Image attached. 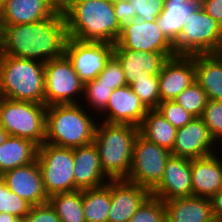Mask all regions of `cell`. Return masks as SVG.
Segmentation results:
<instances>
[{
  "label": "cell",
  "instance_id": "49",
  "mask_svg": "<svg viewBox=\"0 0 222 222\" xmlns=\"http://www.w3.org/2000/svg\"><path fill=\"white\" fill-rule=\"evenodd\" d=\"M215 222H222V218L217 219Z\"/></svg>",
  "mask_w": 222,
  "mask_h": 222
},
{
  "label": "cell",
  "instance_id": "42",
  "mask_svg": "<svg viewBox=\"0 0 222 222\" xmlns=\"http://www.w3.org/2000/svg\"><path fill=\"white\" fill-rule=\"evenodd\" d=\"M209 201L215 220L222 218V191L212 195Z\"/></svg>",
  "mask_w": 222,
  "mask_h": 222
},
{
  "label": "cell",
  "instance_id": "44",
  "mask_svg": "<svg viewBox=\"0 0 222 222\" xmlns=\"http://www.w3.org/2000/svg\"><path fill=\"white\" fill-rule=\"evenodd\" d=\"M0 222H26L24 218H16L13 215L0 213Z\"/></svg>",
  "mask_w": 222,
  "mask_h": 222
},
{
  "label": "cell",
  "instance_id": "2",
  "mask_svg": "<svg viewBox=\"0 0 222 222\" xmlns=\"http://www.w3.org/2000/svg\"><path fill=\"white\" fill-rule=\"evenodd\" d=\"M64 18L68 37L83 42L115 44L122 29L114 14L113 0L74 4Z\"/></svg>",
  "mask_w": 222,
  "mask_h": 222
},
{
  "label": "cell",
  "instance_id": "14",
  "mask_svg": "<svg viewBox=\"0 0 222 222\" xmlns=\"http://www.w3.org/2000/svg\"><path fill=\"white\" fill-rule=\"evenodd\" d=\"M147 111L138 95L129 85H126L112 91L106 109L103 111L104 114H97V116L103 117L102 121L106 123L139 127Z\"/></svg>",
  "mask_w": 222,
  "mask_h": 222
},
{
  "label": "cell",
  "instance_id": "20",
  "mask_svg": "<svg viewBox=\"0 0 222 222\" xmlns=\"http://www.w3.org/2000/svg\"><path fill=\"white\" fill-rule=\"evenodd\" d=\"M113 55L122 65L127 85H130L134 78L144 76V73L159 75L165 62L176 56L175 53L140 52L130 49H114Z\"/></svg>",
  "mask_w": 222,
  "mask_h": 222
},
{
  "label": "cell",
  "instance_id": "28",
  "mask_svg": "<svg viewBox=\"0 0 222 222\" xmlns=\"http://www.w3.org/2000/svg\"><path fill=\"white\" fill-rule=\"evenodd\" d=\"M86 222H108L111 208L110 181L97 188L82 190Z\"/></svg>",
  "mask_w": 222,
  "mask_h": 222
},
{
  "label": "cell",
  "instance_id": "15",
  "mask_svg": "<svg viewBox=\"0 0 222 222\" xmlns=\"http://www.w3.org/2000/svg\"><path fill=\"white\" fill-rule=\"evenodd\" d=\"M151 195L162 201L192 197L191 160L171 155L166 162L163 177Z\"/></svg>",
  "mask_w": 222,
  "mask_h": 222
},
{
  "label": "cell",
  "instance_id": "21",
  "mask_svg": "<svg viewBox=\"0 0 222 222\" xmlns=\"http://www.w3.org/2000/svg\"><path fill=\"white\" fill-rule=\"evenodd\" d=\"M56 0H6L0 11V25L31 24L50 17Z\"/></svg>",
  "mask_w": 222,
  "mask_h": 222
},
{
  "label": "cell",
  "instance_id": "45",
  "mask_svg": "<svg viewBox=\"0 0 222 222\" xmlns=\"http://www.w3.org/2000/svg\"><path fill=\"white\" fill-rule=\"evenodd\" d=\"M8 136V132L0 125V146L5 142Z\"/></svg>",
  "mask_w": 222,
  "mask_h": 222
},
{
  "label": "cell",
  "instance_id": "39",
  "mask_svg": "<svg viewBox=\"0 0 222 222\" xmlns=\"http://www.w3.org/2000/svg\"><path fill=\"white\" fill-rule=\"evenodd\" d=\"M24 219L26 222H60L49 202L32 206Z\"/></svg>",
  "mask_w": 222,
  "mask_h": 222
},
{
  "label": "cell",
  "instance_id": "18",
  "mask_svg": "<svg viewBox=\"0 0 222 222\" xmlns=\"http://www.w3.org/2000/svg\"><path fill=\"white\" fill-rule=\"evenodd\" d=\"M111 208L108 222H129L151 192L126 180H110Z\"/></svg>",
  "mask_w": 222,
  "mask_h": 222
},
{
  "label": "cell",
  "instance_id": "34",
  "mask_svg": "<svg viewBox=\"0 0 222 222\" xmlns=\"http://www.w3.org/2000/svg\"><path fill=\"white\" fill-rule=\"evenodd\" d=\"M166 209L164 201L150 195L136 210L129 222H165Z\"/></svg>",
  "mask_w": 222,
  "mask_h": 222
},
{
  "label": "cell",
  "instance_id": "26",
  "mask_svg": "<svg viewBox=\"0 0 222 222\" xmlns=\"http://www.w3.org/2000/svg\"><path fill=\"white\" fill-rule=\"evenodd\" d=\"M37 148L31 140L9 135L0 146V176L6 171L32 163L37 157Z\"/></svg>",
  "mask_w": 222,
  "mask_h": 222
},
{
  "label": "cell",
  "instance_id": "31",
  "mask_svg": "<svg viewBox=\"0 0 222 222\" xmlns=\"http://www.w3.org/2000/svg\"><path fill=\"white\" fill-rule=\"evenodd\" d=\"M113 90L112 86L101 83V80L95 78L94 80L84 83L83 94L85 95H83L84 98L81 99V103L87 101L84 103L85 105L88 103L85 108H88L89 112L92 111L90 108H94L93 112L95 111V113L91 112L93 115L98 112L102 113L106 109ZM84 99L85 101H83Z\"/></svg>",
  "mask_w": 222,
  "mask_h": 222
},
{
  "label": "cell",
  "instance_id": "37",
  "mask_svg": "<svg viewBox=\"0 0 222 222\" xmlns=\"http://www.w3.org/2000/svg\"><path fill=\"white\" fill-rule=\"evenodd\" d=\"M96 79L101 80V83L112 86L113 89L127 85L122 65L114 55L109 59Z\"/></svg>",
  "mask_w": 222,
  "mask_h": 222
},
{
  "label": "cell",
  "instance_id": "47",
  "mask_svg": "<svg viewBox=\"0 0 222 222\" xmlns=\"http://www.w3.org/2000/svg\"><path fill=\"white\" fill-rule=\"evenodd\" d=\"M165 1H173V2H190L192 0H165Z\"/></svg>",
  "mask_w": 222,
  "mask_h": 222
},
{
  "label": "cell",
  "instance_id": "29",
  "mask_svg": "<svg viewBox=\"0 0 222 222\" xmlns=\"http://www.w3.org/2000/svg\"><path fill=\"white\" fill-rule=\"evenodd\" d=\"M60 222H86L83 210L82 190L56 193L48 198Z\"/></svg>",
  "mask_w": 222,
  "mask_h": 222
},
{
  "label": "cell",
  "instance_id": "35",
  "mask_svg": "<svg viewBox=\"0 0 222 222\" xmlns=\"http://www.w3.org/2000/svg\"><path fill=\"white\" fill-rule=\"evenodd\" d=\"M200 118L207 126L215 142L222 144V101L208 99Z\"/></svg>",
  "mask_w": 222,
  "mask_h": 222
},
{
  "label": "cell",
  "instance_id": "33",
  "mask_svg": "<svg viewBox=\"0 0 222 222\" xmlns=\"http://www.w3.org/2000/svg\"><path fill=\"white\" fill-rule=\"evenodd\" d=\"M32 205L17 194L11 192L0 176V213H6L16 218H25Z\"/></svg>",
  "mask_w": 222,
  "mask_h": 222
},
{
  "label": "cell",
  "instance_id": "38",
  "mask_svg": "<svg viewBox=\"0 0 222 222\" xmlns=\"http://www.w3.org/2000/svg\"><path fill=\"white\" fill-rule=\"evenodd\" d=\"M136 18L143 21H155L161 14L165 0H131Z\"/></svg>",
  "mask_w": 222,
  "mask_h": 222
},
{
  "label": "cell",
  "instance_id": "27",
  "mask_svg": "<svg viewBox=\"0 0 222 222\" xmlns=\"http://www.w3.org/2000/svg\"><path fill=\"white\" fill-rule=\"evenodd\" d=\"M138 128L142 137L170 152L172 151L177 129L157 109L148 110Z\"/></svg>",
  "mask_w": 222,
  "mask_h": 222
},
{
  "label": "cell",
  "instance_id": "41",
  "mask_svg": "<svg viewBox=\"0 0 222 222\" xmlns=\"http://www.w3.org/2000/svg\"><path fill=\"white\" fill-rule=\"evenodd\" d=\"M201 7L222 25V0H201Z\"/></svg>",
  "mask_w": 222,
  "mask_h": 222
},
{
  "label": "cell",
  "instance_id": "13",
  "mask_svg": "<svg viewBox=\"0 0 222 222\" xmlns=\"http://www.w3.org/2000/svg\"><path fill=\"white\" fill-rule=\"evenodd\" d=\"M217 146L219 148L203 120L194 118L187 125L176 130L171 155L190 160L199 159L217 153Z\"/></svg>",
  "mask_w": 222,
  "mask_h": 222
},
{
  "label": "cell",
  "instance_id": "30",
  "mask_svg": "<svg viewBox=\"0 0 222 222\" xmlns=\"http://www.w3.org/2000/svg\"><path fill=\"white\" fill-rule=\"evenodd\" d=\"M129 86L148 110L157 109L161 102L158 75L151 76L144 73V76L134 78Z\"/></svg>",
  "mask_w": 222,
  "mask_h": 222
},
{
  "label": "cell",
  "instance_id": "40",
  "mask_svg": "<svg viewBox=\"0 0 222 222\" xmlns=\"http://www.w3.org/2000/svg\"><path fill=\"white\" fill-rule=\"evenodd\" d=\"M113 7L121 28L136 19V14L130 1L113 0Z\"/></svg>",
  "mask_w": 222,
  "mask_h": 222
},
{
  "label": "cell",
  "instance_id": "4",
  "mask_svg": "<svg viewBox=\"0 0 222 222\" xmlns=\"http://www.w3.org/2000/svg\"><path fill=\"white\" fill-rule=\"evenodd\" d=\"M100 121L96 126L93 143L98 149L102 170L110 180H126L139 128Z\"/></svg>",
  "mask_w": 222,
  "mask_h": 222
},
{
  "label": "cell",
  "instance_id": "46",
  "mask_svg": "<svg viewBox=\"0 0 222 222\" xmlns=\"http://www.w3.org/2000/svg\"><path fill=\"white\" fill-rule=\"evenodd\" d=\"M6 0H0V11L3 9Z\"/></svg>",
  "mask_w": 222,
  "mask_h": 222
},
{
  "label": "cell",
  "instance_id": "10",
  "mask_svg": "<svg viewBox=\"0 0 222 222\" xmlns=\"http://www.w3.org/2000/svg\"><path fill=\"white\" fill-rule=\"evenodd\" d=\"M170 156V151L138 134L133 144L132 164L126 181L151 192L162 179Z\"/></svg>",
  "mask_w": 222,
  "mask_h": 222
},
{
  "label": "cell",
  "instance_id": "48",
  "mask_svg": "<svg viewBox=\"0 0 222 222\" xmlns=\"http://www.w3.org/2000/svg\"><path fill=\"white\" fill-rule=\"evenodd\" d=\"M0 57H1V35H0Z\"/></svg>",
  "mask_w": 222,
  "mask_h": 222
},
{
  "label": "cell",
  "instance_id": "5",
  "mask_svg": "<svg viewBox=\"0 0 222 222\" xmlns=\"http://www.w3.org/2000/svg\"><path fill=\"white\" fill-rule=\"evenodd\" d=\"M44 64L35 60L1 55V97L44 104Z\"/></svg>",
  "mask_w": 222,
  "mask_h": 222
},
{
  "label": "cell",
  "instance_id": "32",
  "mask_svg": "<svg viewBox=\"0 0 222 222\" xmlns=\"http://www.w3.org/2000/svg\"><path fill=\"white\" fill-rule=\"evenodd\" d=\"M174 101L181 105L195 118L202 116L203 110L207 104L208 98L206 92L195 81L185 90H183Z\"/></svg>",
  "mask_w": 222,
  "mask_h": 222
},
{
  "label": "cell",
  "instance_id": "8",
  "mask_svg": "<svg viewBox=\"0 0 222 222\" xmlns=\"http://www.w3.org/2000/svg\"><path fill=\"white\" fill-rule=\"evenodd\" d=\"M36 159L48 197L74 191L73 148L58 147L45 142L38 146Z\"/></svg>",
  "mask_w": 222,
  "mask_h": 222
},
{
  "label": "cell",
  "instance_id": "25",
  "mask_svg": "<svg viewBox=\"0 0 222 222\" xmlns=\"http://www.w3.org/2000/svg\"><path fill=\"white\" fill-rule=\"evenodd\" d=\"M200 7L201 0L190 2L165 1L164 8L156 19V23L166 38L174 45L188 15Z\"/></svg>",
  "mask_w": 222,
  "mask_h": 222
},
{
  "label": "cell",
  "instance_id": "1",
  "mask_svg": "<svg viewBox=\"0 0 222 222\" xmlns=\"http://www.w3.org/2000/svg\"><path fill=\"white\" fill-rule=\"evenodd\" d=\"M1 55L46 63L65 53L68 39L64 15L57 9L50 17L20 25H0Z\"/></svg>",
  "mask_w": 222,
  "mask_h": 222
},
{
  "label": "cell",
  "instance_id": "24",
  "mask_svg": "<svg viewBox=\"0 0 222 222\" xmlns=\"http://www.w3.org/2000/svg\"><path fill=\"white\" fill-rule=\"evenodd\" d=\"M195 81L208 99L222 101V53L195 55Z\"/></svg>",
  "mask_w": 222,
  "mask_h": 222
},
{
  "label": "cell",
  "instance_id": "17",
  "mask_svg": "<svg viewBox=\"0 0 222 222\" xmlns=\"http://www.w3.org/2000/svg\"><path fill=\"white\" fill-rule=\"evenodd\" d=\"M9 190L32 206L48 202L37 159L32 163L6 171L1 175Z\"/></svg>",
  "mask_w": 222,
  "mask_h": 222
},
{
  "label": "cell",
  "instance_id": "43",
  "mask_svg": "<svg viewBox=\"0 0 222 222\" xmlns=\"http://www.w3.org/2000/svg\"><path fill=\"white\" fill-rule=\"evenodd\" d=\"M91 0H56L57 9L64 15L74 4Z\"/></svg>",
  "mask_w": 222,
  "mask_h": 222
},
{
  "label": "cell",
  "instance_id": "12",
  "mask_svg": "<svg viewBox=\"0 0 222 222\" xmlns=\"http://www.w3.org/2000/svg\"><path fill=\"white\" fill-rule=\"evenodd\" d=\"M114 49L174 53V45L160 30L156 20L147 22L137 18L122 27Z\"/></svg>",
  "mask_w": 222,
  "mask_h": 222
},
{
  "label": "cell",
  "instance_id": "11",
  "mask_svg": "<svg viewBox=\"0 0 222 222\" xmlns=\"http://www.w3.org/2000/svg\"><path fill=\"white\" fill-rule=\"evenodd\" d=\"M115 44L83 42L69 38L65 44V55L71 61L79 79L86 83L94 80L113 56Z\"/></svg>",
  "mask_w": 222,
  "mask_h": 222
},
{
  "label": "cell",
  "instance_id": "16",
  "mask_svg": "<svg viewBox=\"0 0 222 222\" xmlns=\"http://www.w3.org/2000/svg\"><path fill=\"white\" fill-rule=\"evenodd\" d=\"M158 78L161 102L173 101L195 82V55H176L169 58L163 65Z\"/></svg>",
  "mask_w": 222,
  "mask_h": 222
},
{
  "label": "cell",
  "instance_id": "9",
  "mask_svg": "<svg viewBox=\"0 0 222 222\" xmlns=\"http://www.w3.org/2000/svg\"><path fill=\"white\" fill-rule=\"evenodd\" d=\"M44 80L46 106L81 103L78 98L83 97L84 83L65 54L44 64Z\"/></svg>",
  "mask_w": 222,
  "mask_h": 222
},
{
  "label": "cell",
  "instance_id": "6",
  "mask_svg": "<svg viewBox=\"0 0 222 222\" xmlns=\"http://www.w3.org/2000/svg\"><path fill=\"white\" fill-rule=\"evenodd\" d=\"M175 55L222 53V25L200 7L188 15L177 42Z\"/></svg>",
  "mask_w": 222,
  "mask_h": 222
},
{
  "label": "cell",
  "instance_id": "19",
  "mask_svg": "<svg viewBox=\"0 0 222 222\" xmlns=\"http://www.w3.org/2000/svg\"><path fill=\"white\" fill-rule=\"evenodd\" d=\"M73 160L74 191L101 187L110 181L102 170L94 143L73 148Z\"/></svg>",
  "mask_w": 222,
  "mask_h": 222
},
{
  "label": "cell",
  "instance_id": "7",
  "mask_svg": "<svg viewBox=\"0 0 222 222\" xmlns=\"http://www.w3.org/2000/svg\"><path fill=\"white\" fill-rule=\"evenodd\" d=\"M46 109L45 104L1 98L0 125L8 135L41 146L45 143Z\"/></svg>",
  "mask_w": 222,
  "mask_h": 222
},
{
  "label": "cell",
  "instance_id": "36",
  "mask_svg": "<svg viewBox=\"0 0 222 222\" xmlns=\"http://www.w3.org/2000/svg\"><path fill=\"white\" fill-rule=\"evenodd\" d=\"M157 110L176 129L184 127L195 118L174 100L160 102Z\"/></svg>",
  "mask_w": 222,
  "mask_h": 222
},
{
  "label": "cell",
  "instance_id": "23",
  "mask_svg": "<svg viewBox=\"0 0 222 222\" xmlns=\"http://www.w3.org/2000/svg\"><path fill=\"white\" fill-rule=\"evenodd\" d=\"M165 222H215L209 198L183 197L164 201Z\"/></svg>",
  "mask_w": 222,
  "mask_h": 222
},
{
  "label": "cell",
  "instance_id": "22",
  "mask_svg": "<svg viewBox=\"0 0 222 222\" xmlns=\"http://www.w3.org/2000/svg\"><path fill=\"white\" fill-rule=\"evenodd\" d=\"M216 153L191 160L193 196L210 198L220 191L222 184V157Z\"/></svg>",
  "mask_w": 222,
  "mask_h": 222
},
{
  "label": "cell",
  "instance_id": "3",
  "mask_svg": "<svg viewBox=\"0 0 222 222\" xmlns=\"http://www.w3.org/2000/svg\"><path fill=\"white\" fill-rule=\"evenodd\" d=\"M82 105V106H81ZM47 106L45 142L58 147L76 148L93 143L98 118L91 117L84 104Z\"/></svg>",
  "mask_w": 222,
  "mask_h": 222
}]
</instances>
